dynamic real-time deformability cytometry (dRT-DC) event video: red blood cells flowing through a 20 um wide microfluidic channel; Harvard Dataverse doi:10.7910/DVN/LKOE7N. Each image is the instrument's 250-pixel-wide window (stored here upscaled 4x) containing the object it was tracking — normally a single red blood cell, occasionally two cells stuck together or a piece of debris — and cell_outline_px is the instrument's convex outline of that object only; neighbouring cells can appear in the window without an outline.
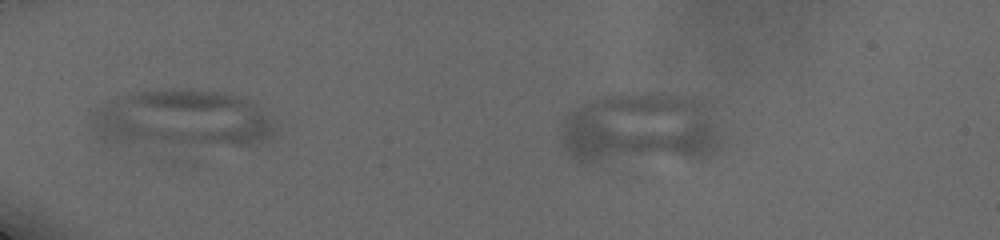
{"species": "human", "species_latin": "Homo sapiens", "temperature_condition": "cold", "stored_images_in_passage": 29, "camera_frame_rate_fps": 3000, "um_per_image_px": 0.085, "donor": {"sex": "male"}, "frame": {"image": 1, "passage_image": 1, "time_ms": 0.0, "image_size_px": [1000, 240], "cell_outline_px": [[724, 140], [720, 148], [716, 152], [700, 160], [584, 164], [576, 160], [568, 152], [560, 136], [560, 128], [564, 116], [584, 104], [596, 100], [612, 96], [684, 96], [704, 100], [712, 104]], "centroid_in_image_um": [54.55, 11.06], "position_along_channel_um": 30.5, "area_um2": 68.84}}